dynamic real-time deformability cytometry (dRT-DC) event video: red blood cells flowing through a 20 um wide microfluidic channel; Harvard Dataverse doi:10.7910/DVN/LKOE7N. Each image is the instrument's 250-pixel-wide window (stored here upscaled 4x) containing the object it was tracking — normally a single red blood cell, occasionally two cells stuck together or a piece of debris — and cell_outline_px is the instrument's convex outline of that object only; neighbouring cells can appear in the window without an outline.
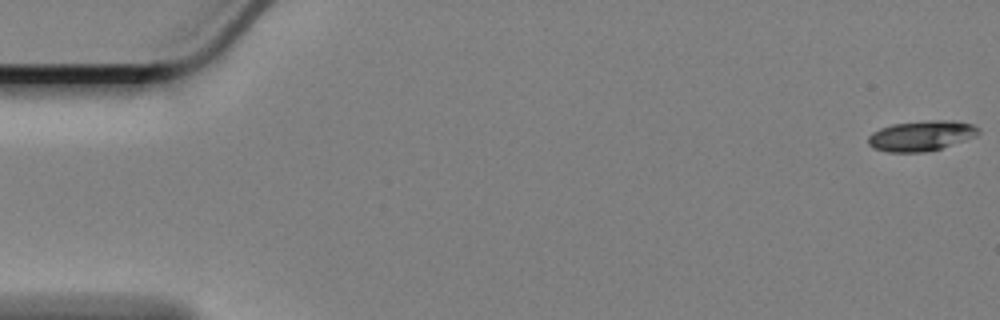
{"species": "Egyptian fruit bat (a non-hibernating species)", "species_latin": "Rousettus aegyptiacus", "temperature_condition": "cold", "stored_images_in_passage": 59, "camera_frame_rate_fps": 3000, "um_per_image_px": 0.085, "animal": {"sex": "female"}, "frame": {"image": 1, "passage_image": 1, "time_ms": 0.0, "image_size_px": [1000, 320], "cell_outline_px": [[980, 132], [976, 136], [940, 148], [924, 152], [888, 152], [872, 148], [868, 144], [868, 136], [872, 132], [880, 128], [892, 124], [936, 120], [952, 120], [972, 124], [980, 128]], "centroid_in_image_um": [78.29, 11.54], "position_along_channel_um": 6.7, "area_um2": 19.36}}
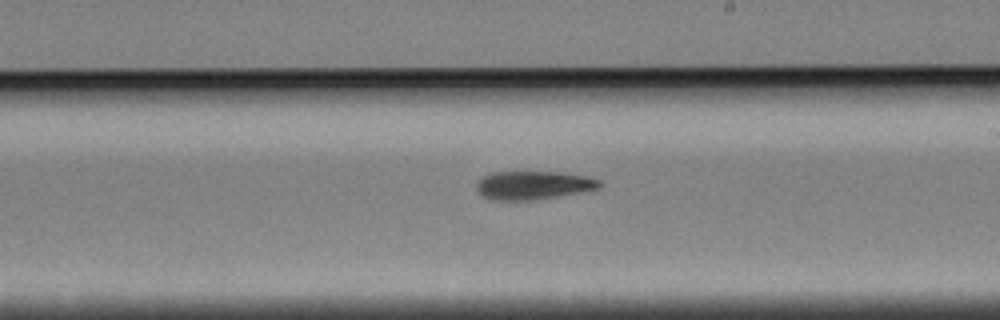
{"frame": {"image": 2, "passage_image": 34, "time_ms": 11.0, "image_size_px": [1000, 320], "cell_outline_px": [[604, 184], [600, 188], [556, 196], [532, 200], [488, 200], [476, 188], [476, 184], [484, 176], [492, 172], [568, 172], [588, 176], [600, 180]], "centroid_in_image_um": [45.37, 15.73], "position_along_channel_um": 243.6, "area_um2": 20.4}}
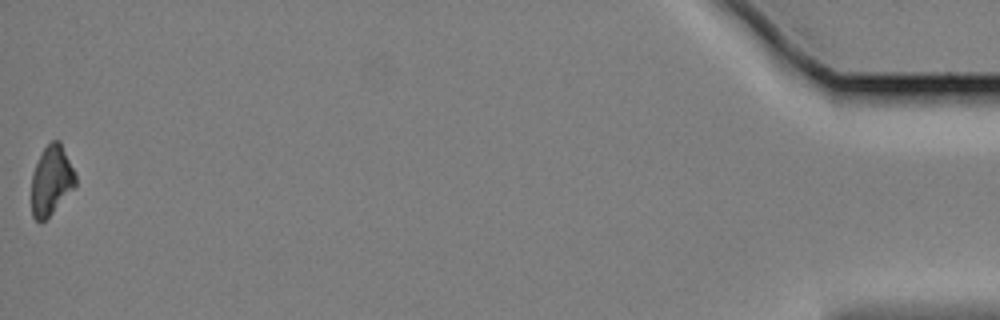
{"frame": {"image": 3, "passage_image": 59, "time_ms": 19.333, "image_size_px": [1000, 320], "cell_outline_px": [[76, 184], [52, 212], [40, 224], [32, 216], [32, 172], [44, 148], [52, 140], [60, 140], [76, 176]], "centroid_in_image_um": [4.34, 15.33], "position_along_channel_um": 430.9, "area_um2": 17.4}, "authors_computed_cell_mechanics": {"area_um2": 19.941, "velocity_mm_per_s": 3.3889, "shape_relaxation_time_tau1_ms": 2.762, "shape_relaxation_time_tau2_ms": null, "deformation_change_tau1": 0.1122, "deformation_change_tau2": null}}